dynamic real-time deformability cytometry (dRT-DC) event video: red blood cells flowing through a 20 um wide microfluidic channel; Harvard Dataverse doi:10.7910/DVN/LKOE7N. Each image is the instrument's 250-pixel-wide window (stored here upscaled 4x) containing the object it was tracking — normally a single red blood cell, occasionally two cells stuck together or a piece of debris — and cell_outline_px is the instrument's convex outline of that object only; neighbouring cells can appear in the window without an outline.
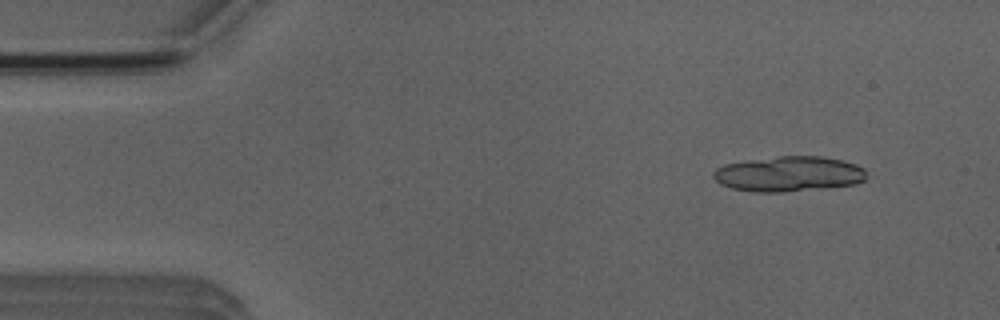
{"species": "Egyptian fruit bat (a non-hibernating species)", "species_latin": "Rousettus aegyptiacus", "temperature_condition": "room temperature", "stored_images_in_passage": 5, "segment_of_instrument_passage": [2, 2], "camera_frame_rate_fps": 3000, "um_per_image_px": 0.085, "animal": {"sex": "male"}, "frame": {"image": 1, "passage_image": 5, "time_ms": 4.667, "image_size_px": [1000, 320], "cell_outline_px": [[864, 180], [856, 184], [824, 188], [784, 192], [752, 192], [732, 188], [720, 184], [712, 176], [712, 172], [716, 168], [724, 164], [780, 156], [820, 156], [840, 160], [856, 164], [864, 168]], "centroid_in_image_um": [67.02, 14.79], "position_along_channel_um": 18.0, "area_um2": 31.33}}